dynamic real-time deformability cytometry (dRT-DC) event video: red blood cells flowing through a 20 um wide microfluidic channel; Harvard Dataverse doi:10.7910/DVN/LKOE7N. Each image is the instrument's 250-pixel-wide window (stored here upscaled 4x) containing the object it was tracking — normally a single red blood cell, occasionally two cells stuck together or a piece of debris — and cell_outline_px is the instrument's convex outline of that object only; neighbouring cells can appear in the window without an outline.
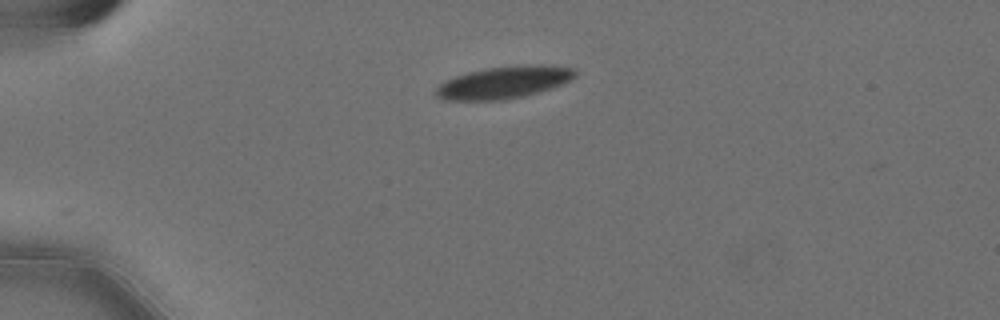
{"species": "Egyptian fruit bat (a non-hibernating species)", "species_latin": "Rousettus aegyptiacus", "temperature_condition": "cold", "stored_images_in_passage": 34, "camera_frame_rate_fps": 3000, "um_per_image_px": 0.085, "animal": {"sex": "female"}, "frame": {"image": 1, "passage_image": 1, "time_ms": 0.0, "image_size_px": [1000, 320], "cell_outline_px": [[576, 76], [552, 88], [540, 92], [524, 96], [504, 100], [444, 100], [436, 96], [436, 88], [444, 80], [468, 72], [488, 68], [540, 64], [576, 68]], "centroid_in_image_um": [42.83, 7.01], "position_along_channel_um": 42.2, "area_um2": 25.95}}
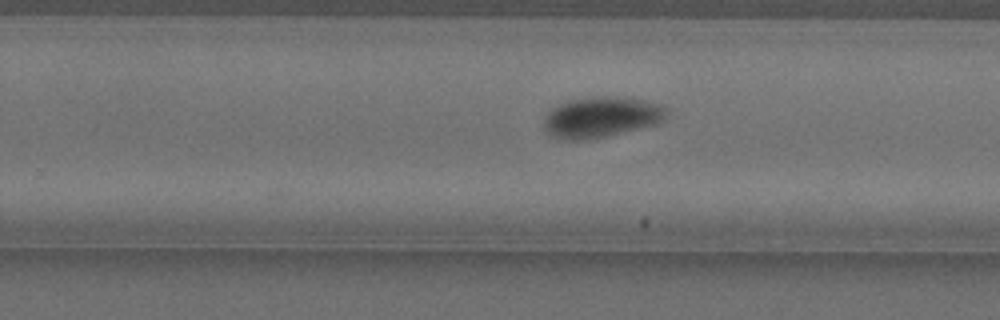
{"frame": {"image": 2, "passage_image": 24, "time_ms": 7.667, "image_size_px": [1000, 320], "cell_outline_px": [[668, 112], [656, 124], [604, 136], [584, 140], [568, 140], [548, 136], [544, 128], [544, 116], [552, 108], [568, 100], [600, 96], [612, 96], [644, 100], [660, 104], [668, 108]], "centroid_in_image_um": [51.05, 9.95], "position_along_channel_um": 278.7, "area_um2": 28.9}}
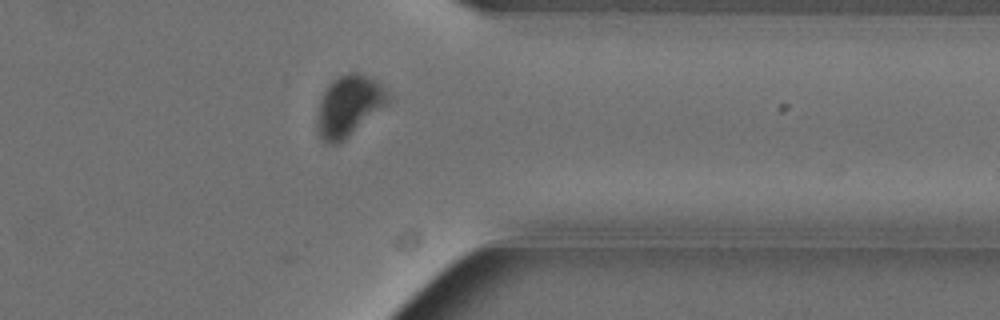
{"frame": {"image": 3, "passage_image": 33, "time_ms": 10.667, "image_size_px": [1000, 320], "cell_outline_px": [[388, 104], [348, 136], [336, 144], [324, 144], [316, 132], [316, 116], [320, 100], [328, 84], [332, 80], [348, 72], [356, 72], [368, 76], [376, 80], [380, 84], [388, 96]], "centroid_in_image_um": [29.59, 9.01], "position_along_channel_um": 381.8, "area_um2": 25.03}}